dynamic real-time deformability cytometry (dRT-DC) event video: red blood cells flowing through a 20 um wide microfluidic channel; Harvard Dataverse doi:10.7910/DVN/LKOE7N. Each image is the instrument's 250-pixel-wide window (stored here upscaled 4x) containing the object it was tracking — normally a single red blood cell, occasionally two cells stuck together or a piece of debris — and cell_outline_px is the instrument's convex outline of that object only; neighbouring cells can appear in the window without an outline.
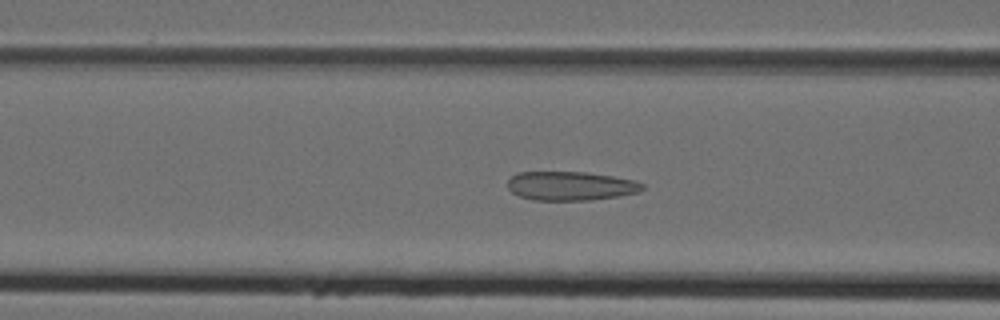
{"species": "Egyptian fruit bat (a non-hibernating species)", "species_latin": "Rousettus aegyptiacus", "temperature_condition": "cold", "stored_images_in_passage": 34, "camera_frame_rate_fps": 3000, "um_per_image_px": 0.085, "animal": {"sex": "female"}, "frame": {"image": 1, "passage_image": 4, "time_ms": 1.0, "image_size_px": [1000, 320], "cell_outline_px": [[636, 184], [628, 192], [608, 196], [564, 200], [548, 200], [524, 196], [516, 192], [516, 176], [524, 172], [572, 172], [604, 176], [624, 180]], "centroid_in_image_um": [48.36, 15.78], "position_along_channel_um": 118.2, "area_um2": 19.07}}
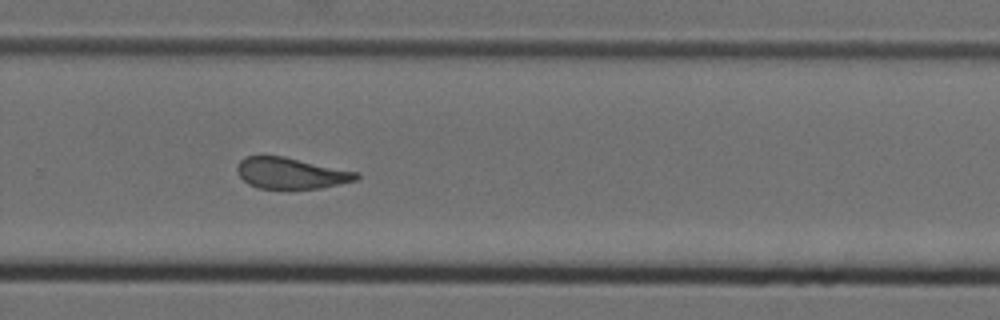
{"frame": {"image": 2, "passage_image": 18, "time_ms": 5.667, "image_size_px": [1000, 320], "cell_outline_px": [[356, 176], [348, 180], [308, 188], [264, 188], [252, 184], [240, 172], [240, 164], [248, 156], [276, 156], [352, 172]], "centroid_in_image_um": [24.6, 14.71], "position_along_channel_um": 305.2, "area_um2": 18.9}}
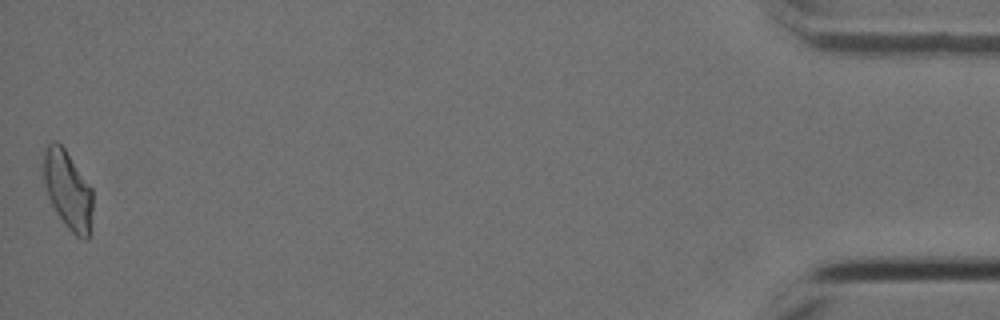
{"frame": {"image": 3, "passage_image": 34, "time_ms": 11.0, "image_size_px": [1000, 320], "cell_outline_px": [[92, 204], [88, 236], [76, 232], [64, 220], [56, 204], [60, 144], [92, 192]], "centroid_in_image_um": [6.23, 16.63], "position_along_channel_um": 429.0, "area_um2": 14.62}}